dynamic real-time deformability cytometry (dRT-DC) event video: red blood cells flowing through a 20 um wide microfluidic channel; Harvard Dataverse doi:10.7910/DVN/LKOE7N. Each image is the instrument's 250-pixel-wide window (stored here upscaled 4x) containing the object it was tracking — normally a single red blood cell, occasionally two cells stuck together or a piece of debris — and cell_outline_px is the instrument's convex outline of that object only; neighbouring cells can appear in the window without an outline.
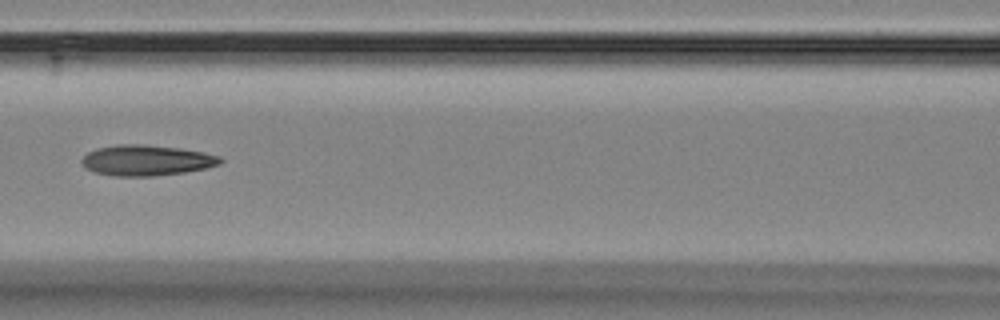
{"species": "Egyptian fruit bat (a non-hibernating species)", "species_latin": "Rousettus aegyptiacus", "temperature_condition": "room temperature", "stored_images_in_passage": 6, "camera_frame_rate_fps": 3000, "um_per_image_px": 0.085, "animal": {"sex": "female"}, "frame": {"image": 1, "passage_image": 5, "time_ms": 5.333, "image_size_px": [1000, 320], "cell_outline_px": [[224, 160], [220, 164], [208, 168], [184, 172], [152, 176], [116, 176], [96, 172], [88, 168], [80, 160], [88, 152], [96, 148], [116, 144], [144, 144], [180, 148], [204, 152], [220, 156]], "centroid_in_image_um": [12.49, 13.61], "position_along_channel_um": 154.1, "area_um2": 24.74}}